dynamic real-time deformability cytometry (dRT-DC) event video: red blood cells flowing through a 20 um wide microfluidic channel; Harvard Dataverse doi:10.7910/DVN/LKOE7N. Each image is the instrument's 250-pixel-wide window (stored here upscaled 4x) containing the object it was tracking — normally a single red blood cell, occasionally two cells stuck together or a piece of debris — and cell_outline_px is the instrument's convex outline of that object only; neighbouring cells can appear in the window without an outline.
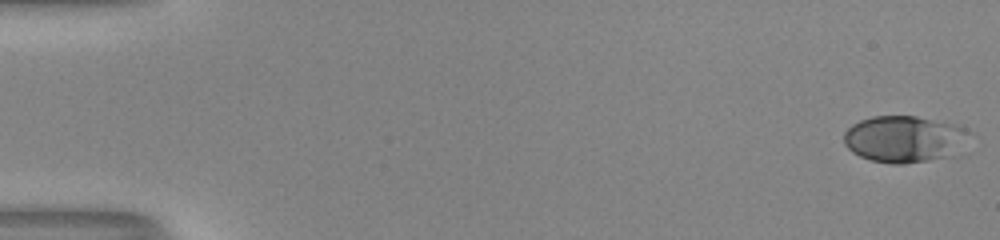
{"species": "human", "species_latin": "Homo sapiens", "temperature_condition": "room temperature", "stored_images_in_passage": 52, "camera_frame_rate_fps": 3000, "um_per_image_px": 0.085, "donor": {"sex": "male"}, "frame": {"image": 1, "passage_image": 1, "time_ms": 0.0, "image_size_px": [1000, 240], "cell_outline_px": [[972, 132], [956, 156], [904, 164], [892, 164], [872, 160], [860, 156], [852, 152], [844, 144], [844, 132], [852, 124], [860, 120], [872, 116], [916, 116], [956, 124]], "centroid_in_image_um": [76.9, 11.82], "position_along_channel_um": 8.1, "area_um2": 34.51}}
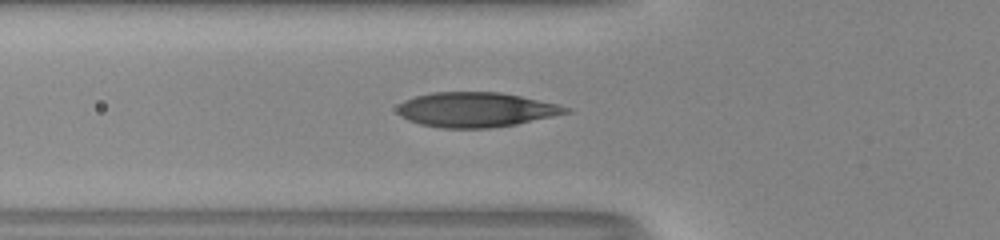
{"frame": {"image": 2, "passage_image": 20, "time_ms": 6.333, "image_size_px": [1000, 240], "cell_outline_px": [[572, 112], [516, 124], [492, 128], [440, 128], [420, 124], [408, 120], [400, 116], [396, 112], [396, 108], [404, 100], [416, 96], [432, 92], [500, 92], [520, 96], [556, 104], [572, 108]], "centroid_in_image_um": [40.43, 9.33], "position_along_channel_um": 85.4, "area_um2": 34.16}}
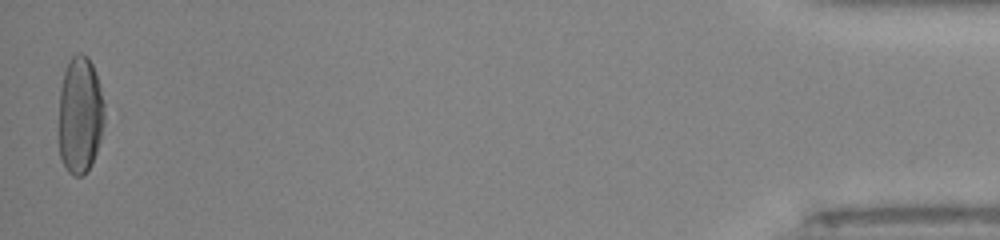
{"frame": {"image": 3, "passage_image": 52, "time_ms": 17.0, "image_size_px": [1000, 240], "cell_outline_px": [[104, 124], [100, 140], [92, 164], [84, 176], [72, 176], [68, 172], [60, 156], [60, 88], [64, 72], [68, 60], [76, 52], [80, 52], [88, 56], [92, 64], [100, 88], [104, 104]], "centroid_in_image_um": [6.81, 9.78], "position_along_channel_um": 428.4, "area_um2": 31.21}, "authors_computed_cell_mechanics": {"area_um2": 33.2061, "velocity_mm_per_s": 4.0732, "shape_relaxation_time_tau1_ms": 4.5804, "shape_relaxation_time_tau2_ms": null, "deformation_change_tau1": 0.214, "deformation_change_tau2": null}}